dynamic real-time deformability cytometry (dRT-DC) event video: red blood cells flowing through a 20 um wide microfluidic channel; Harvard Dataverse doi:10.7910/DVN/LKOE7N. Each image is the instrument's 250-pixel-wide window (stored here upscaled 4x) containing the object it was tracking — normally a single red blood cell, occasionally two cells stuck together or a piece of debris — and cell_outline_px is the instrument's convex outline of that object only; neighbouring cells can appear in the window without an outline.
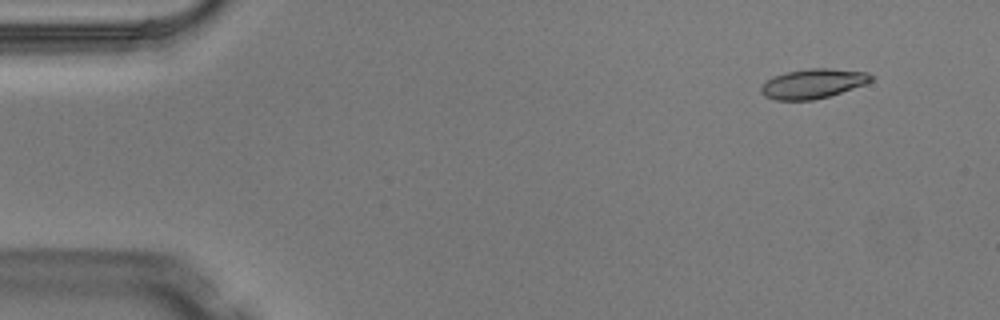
{"species": "Egyptian fruit bat (a non-hibernating species)", "species_latin": "Rousettus aegyptiacus", "temperature_condition": "warm", "stored_images_in_passage": 7, "camera_frame_rate_fps": 3000, "um_per_image_px": 0.085, "animal": {"sex": "male"}, "frame": {"image": 1, "passage_image": 2, "time_ms": 0.333, "image_size_px": [1000, 320], "cell_outline_px": [[872, 80], [864, 84], [828, 96], [812, 100], [776, 100], [764, 96], [760, 92], [760, 88], [764, 80], [772, 76], [788, 72], [812, 68], [828, 68], [868, 72], [872, 76]], "centroid_in_image_um": [69.04, 7.1], "position_along_channel_um": 16.0, "area_um2": 18.84}}
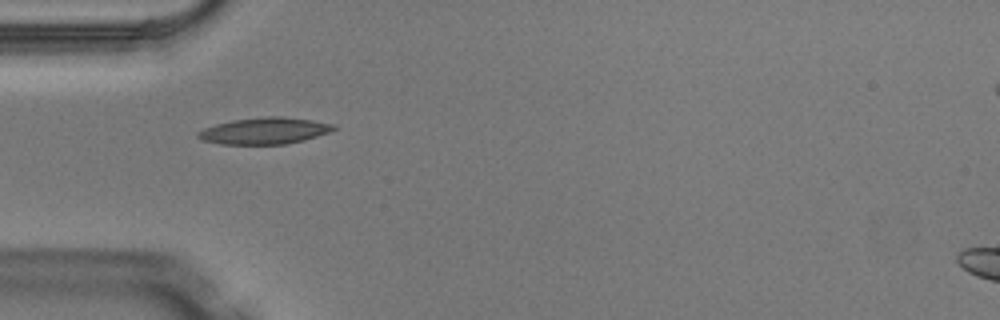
{"frame": {"image": 2, "passage_image": 5, "time_ms": 1.333, "image_size_px": [1000, 320], "cell_outline_px": [[336, 128], [328, 132], [304, 140], [284, 144], [220, 144], [200, 140], [196, 136], [196, 132], [204, 128], [216, 124], [232, 120], [268, 116], [284, 116], [312, 120], [336, 124]], "centroid_in_image_um": [22.45, 11.11], "position_along_channel_um": 62.5, "area_um2": 21.04}}
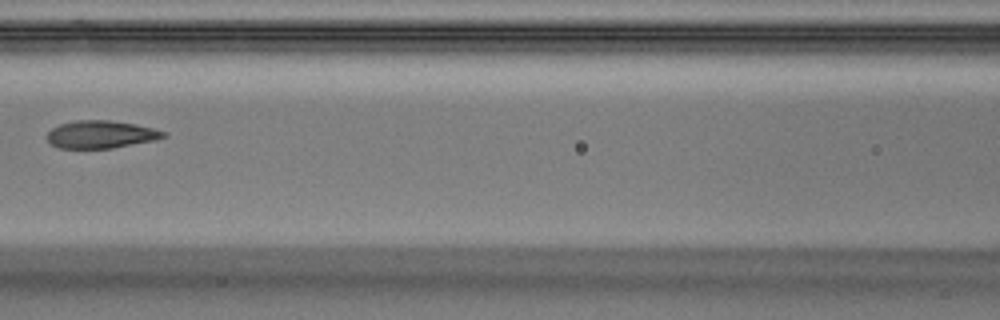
{"frame": {"image": 3, "passage_image": 7, "time_ms": 2.0, "image_size_px": [1000, 320], "cell_outline_px": [[168, 136], [156, 140], [112, 148], [60, 148], [52, 144], [48, 140], [48, 132], [52, 128], [60, 124], [76, 120], [108, 120], [136, 124], [168, 132]], "centroid_in_image_um": [8.62, 11.42], "position_along_channel_um": 158.0, "area_um2": 18.73}}